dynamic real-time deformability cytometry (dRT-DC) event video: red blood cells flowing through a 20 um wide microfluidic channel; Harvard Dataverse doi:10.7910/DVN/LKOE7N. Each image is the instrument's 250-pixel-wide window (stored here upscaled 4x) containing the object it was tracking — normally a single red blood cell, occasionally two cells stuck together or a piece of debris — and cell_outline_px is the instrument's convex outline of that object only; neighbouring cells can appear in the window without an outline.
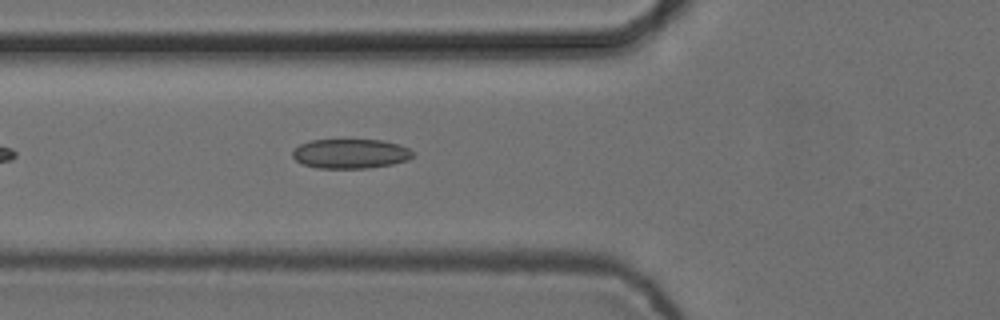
{"species": "common noctule bat (a hibernating species)", "species_latin": "Nyctalus noctula", "temperature_condition": "cold", "stored_images_in_passage": 5, "camera_frame_rate_fps": 3000, "um_per_image_px": 0.085, "animal": {"sex": "female", "body_mass_g": 24.6, "forearm_length_mm": 56.2}, "frame": {"image": 1, "passage_image": 5, "time_ms": 1.333, "image_size_px": [1000, 320], "cell_outline_px": [[412, 156], [408, 160], [392, 164], [368, 168], [316, 168], [304, 164], [296, 160], [292, 156], [292, 148], [300, 144], [312, 140], [380, 140], [396, 144], [408, 148], [412, 152]], "centroid_in_image_um": [29.74, 13.07], "position_along_channel_um": 96.1, "area_um2": 20.58}}